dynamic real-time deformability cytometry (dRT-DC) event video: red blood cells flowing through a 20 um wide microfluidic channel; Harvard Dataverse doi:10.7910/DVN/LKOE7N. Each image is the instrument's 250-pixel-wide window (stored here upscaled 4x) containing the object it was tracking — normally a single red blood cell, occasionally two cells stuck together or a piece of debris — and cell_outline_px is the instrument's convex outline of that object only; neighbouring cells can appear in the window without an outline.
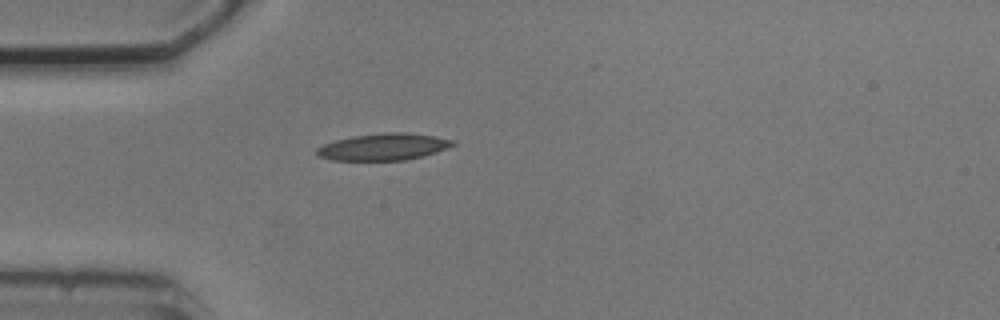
{"species": "common noctule bat (a hibernating species)", "species_latin": "Nyctalus noctula", "temperature_condition": "cold", "stored_images_in_passage": 6, "camera_frame_rate_fps": 3000, "um_per_image_px": 0.085, "animal": {"sex": "male", "body_mass_g": 20.5, "forearm_length_mm": 52.5}, "frame": {"image": 1, "passage_image": 6, "time_ms": 6.0, "image_size_px": [1000, 320], "cell_outline_px": [[456, 144], [436, 152], [424, 156], [404, 160], [332, 160], [316, 156], [316, 148], [324, 144], [336, 140], [352, 136], [380, 132], [404, 132], [436, 136], [456, 140]], "centroid_in_image_um": [32.6, 12.47], "position_along_channel_um": 52.4, "area_um2": 21.44}}